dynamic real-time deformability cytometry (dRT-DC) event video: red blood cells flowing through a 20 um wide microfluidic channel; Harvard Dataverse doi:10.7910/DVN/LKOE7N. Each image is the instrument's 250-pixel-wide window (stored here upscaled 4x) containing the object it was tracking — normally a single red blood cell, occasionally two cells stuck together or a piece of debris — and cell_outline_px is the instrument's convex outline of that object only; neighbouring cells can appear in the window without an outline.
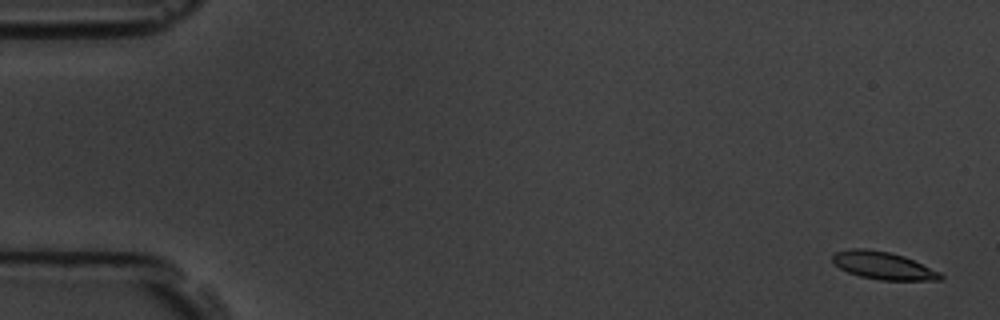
{"species": "common noctule bat (a hibernating species)", "species_latin": "Nyctalus noctula", "temperature_condition": "room temperature", "stored_images_in_passage": 5, "camera_frame_rate_fps": 3000, "um_per_image_px": 0.085, "animal": {"sex": "male", "body_mass_g": 19.5, "forearm_length_mm": 54.6}, "frame": {"image": 1, "passage_image": 1, "time_ms": 0.0, "image_size_px": [1000, 320], "cell_outline_px": [[944, 276], [940, 280], [880, 280], [860, 276], [848, 272], [840, 268], [832, 260], [832, 256], [836, 252], [852, 248], [864, 248], [888, 252], [904, 256], [940, 272]], "centroid_in_image_um": [75.07, 22.57], "position_along_channel_um": 9.9, "area_um2": 17.17}}
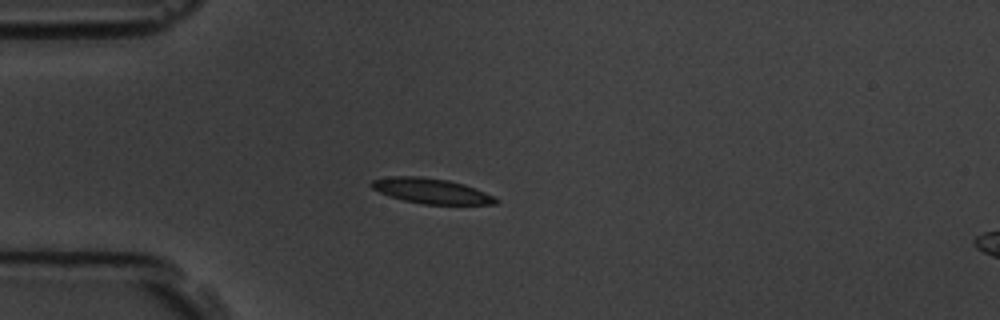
{"frame": {"image": 2, "passage_image": 5, "time_ms": 4.333, "image_size_px": [1000, 320], "cell_outline_px": [[500, 200], [496, 204], [424, 204], [404, 200], [380, 192], [372, 188], [368, 184], [372, 180], [388, 176], [420, 176], [448, 180], [464, 184], [476, 188]], "centroid_in_image_um": [36.64, 16.21], "position_along_channel_um": 48.4, "area_um2": 18.15}}